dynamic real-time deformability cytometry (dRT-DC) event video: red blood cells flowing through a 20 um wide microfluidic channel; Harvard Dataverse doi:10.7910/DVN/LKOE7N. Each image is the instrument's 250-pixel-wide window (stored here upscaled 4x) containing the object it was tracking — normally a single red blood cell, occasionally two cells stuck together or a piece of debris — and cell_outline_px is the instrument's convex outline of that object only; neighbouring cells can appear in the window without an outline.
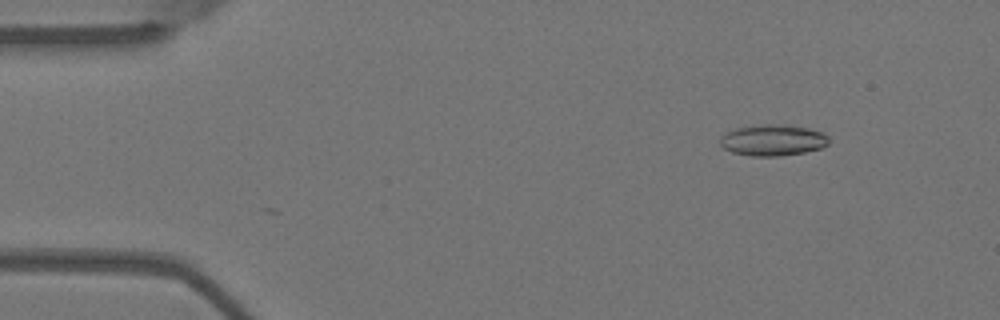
{"species": "Egyptian fruit bat (a non-hibernating species)", "species_latin": "Rousettus aegyptiacus", "temperature_condition": "warm", "stored_images_in_passage": 10, "camera_frame_rate_fps": 3000, "um_per_image_px": 0.085, "animal": {"sex": "female"}, "frame": {"image": 1, "passage_image": 1, "time_ms": 0.0, "image_size_px": [1000, 320], "cell_outline_px": [[828, 144], [820, 148], [804, 152], [780, 156], [748, 156], [732, 152], [724, 148], [720, 144], [720, 136], [736, 128], [764, 124], [788, 124], [808, 128], [824, 132], [828, 136]], "centroid_in_image_um": [65.7, 11.91], "position_along_channel_um": 19.3, "area_um2": 19.88}}